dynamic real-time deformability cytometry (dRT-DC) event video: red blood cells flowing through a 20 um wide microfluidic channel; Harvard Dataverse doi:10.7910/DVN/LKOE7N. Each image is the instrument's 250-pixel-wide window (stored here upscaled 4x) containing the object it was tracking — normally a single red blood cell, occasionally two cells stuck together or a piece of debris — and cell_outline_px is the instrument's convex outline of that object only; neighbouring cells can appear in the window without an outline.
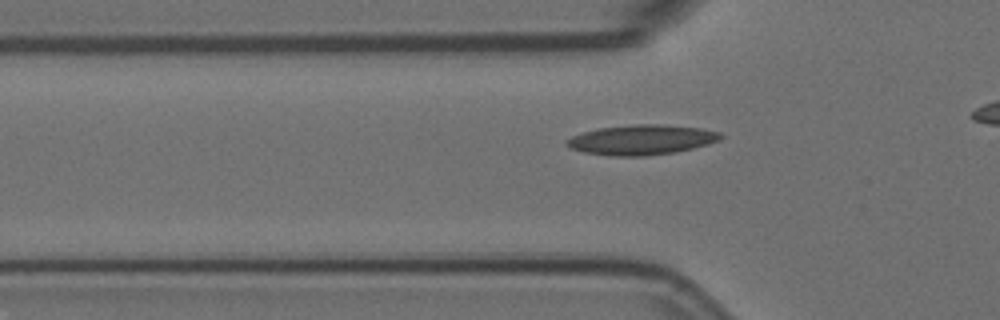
{"species": "Egyptian fruit bat (a non-hibernating species)", "species_latin": "Rousettus aegyptiacus", "temperature_condition": "room temperature", "stored_images_in_passage": 38, "camera_frame_rate_fps": 3000, "um_per_image_px": 0.085, "animal": {"sex": "female"}, "frame": {"image": 1, "passage_image": 10, "time_ms": 3.0, "image_size_px": [1000, 320], "cell_outline_px": [[724, 136], [720, 140], [708, 144], [676, 152], [644, 156], [612, 156], [584, 152], [568, 148], [564, 144], [564, 140], [572, 136], [596, 128], [632, 124], [664, 124], [700, 128], [720, 132]], "centroid_in_image_um": [54.5, 11.88], "position_along_channel_um": 71.3, "area_um2": 27.17}}
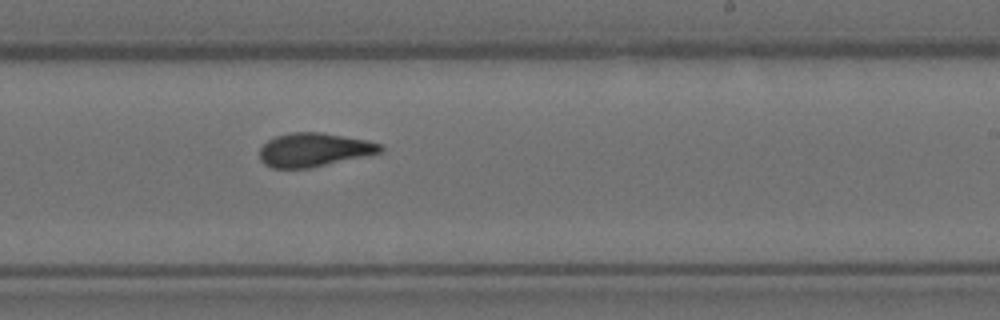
{"frame": {"image": 2, "passage_image": 26, "time_ms": 8.333, "image_size_px": [1000, 320], "cell_outline_px": [[384, 148], [380, 152], [368, 156], [312, 168], [272, 168], [264, 164], [260, 160], [260, 148], [268, 140], [276, 136], [292, 132], [320, 132], [368, 140], [380, 144]], "centroid_in_image_um": [26.7, 12.74], "position_along_channel_um": 262.3, "area_um2": 23.87}}
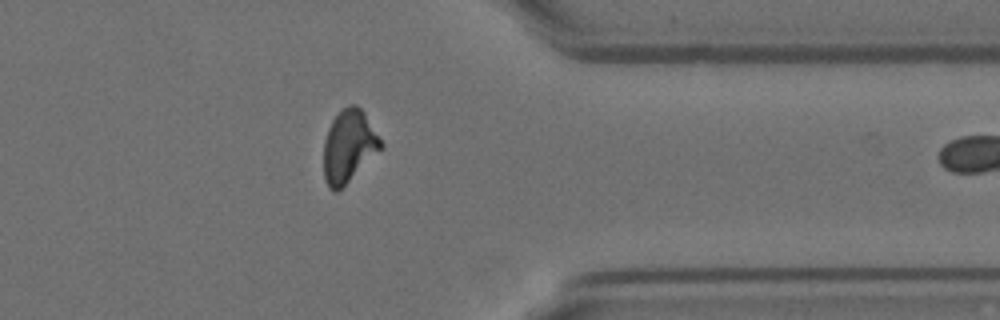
{"frame": {"image": 3, "passage_image": 37, "time_ms": 12.0, "image_size_px": [1000, 320], "cell_outline_px": [[384, 148], [336, 192], [332, 192], [328, 188], [324, 180], [324, 140], [328, 128], [332, 120], [348, 104], [356, 104], [364, 112], [384, 144]], "centroid_in_image_um": [29.65, 12.44], "position_along_channel_um": 381.7, "area_um2": 24.16}}